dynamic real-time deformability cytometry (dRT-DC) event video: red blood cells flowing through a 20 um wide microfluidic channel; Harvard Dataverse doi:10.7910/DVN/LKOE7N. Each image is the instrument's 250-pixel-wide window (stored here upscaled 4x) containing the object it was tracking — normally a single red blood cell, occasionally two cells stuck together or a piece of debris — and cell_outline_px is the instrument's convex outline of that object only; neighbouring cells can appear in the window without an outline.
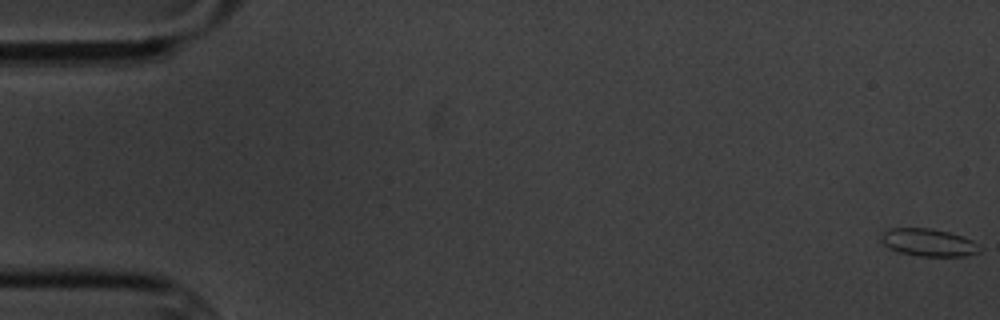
{"species": "common noctule bat (a hibernating species)", "species_latin": "Nyctalus noctula", "temperature_condition": "cold", "stored_images_in_passage": 7, "camera_frame_rate_fps": 3000, "um_per_image_px": 0.085, "animal": {"sex": "male", "body_mass_g": 20.1, "forearm_length_mm": 53.5}, "frame": {"image": 1, "passage_image": 1, "time_ms": 0.0, "image_size_px": [1000, 320], "cell_outline_px": [[980, 252], [964, 256], [916, 256], [900, 252], [888, 248], [880, 240], [880, 236], [888, 228], [932, 228], [948, 232], [972, 240], [980, 248]], "centroid_in_image_um": [78.87, 20.61], "position_along_channel_um": 6.1, "area_um2": 15.78}}
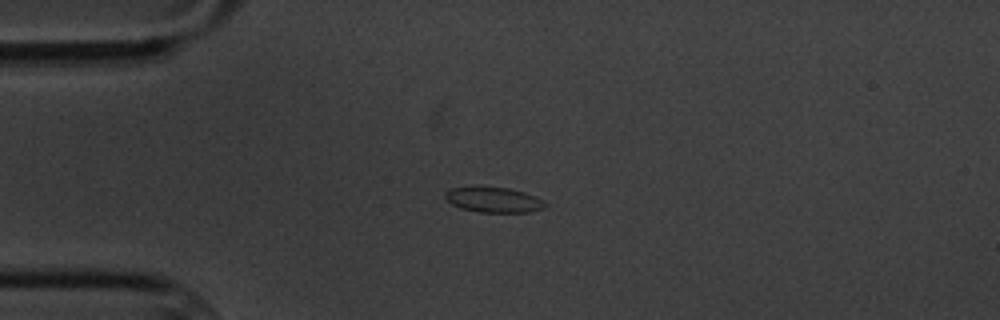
{"frame": {"image": 2, "passage_image": 5, "time_ms": 4.667, "image_size_px": [1000, 320], "cell_outline_px": [[548, 204], [544, 208], [532, 212], [480, 212], [460, 208], [452, 204], [444, 196], [444, 192], [452, 188], [508, 188], [524, 192]], "centroid_in_image_um": [41.96, 17.01], "position_along_channel_um": 43.0, "area_um2": 14.28}}
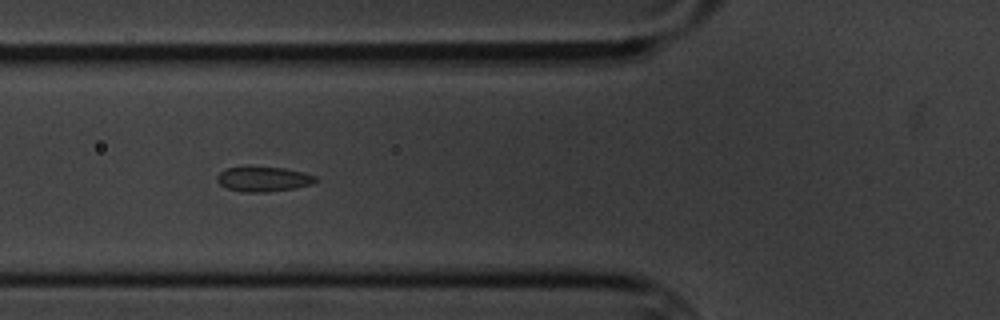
{"frame": {"image": 3, "passage_image": 7, "time_ms": 7.0, "image_size_px": [1000, 320], "cell_outline_px": [[320, 180], [312, 184], [296, 188], [268, 192], [244, 192], [228, 188], [220, 184], [216, 180], [216, 176], [220, 172], [228, 168], [248, 164], [284, 168], [304, 172], [316, 176]], "centroid_in_image_um": [22.4, 15.18], "position_along_channel_um": 103.4, "area_um2": 14.91}}